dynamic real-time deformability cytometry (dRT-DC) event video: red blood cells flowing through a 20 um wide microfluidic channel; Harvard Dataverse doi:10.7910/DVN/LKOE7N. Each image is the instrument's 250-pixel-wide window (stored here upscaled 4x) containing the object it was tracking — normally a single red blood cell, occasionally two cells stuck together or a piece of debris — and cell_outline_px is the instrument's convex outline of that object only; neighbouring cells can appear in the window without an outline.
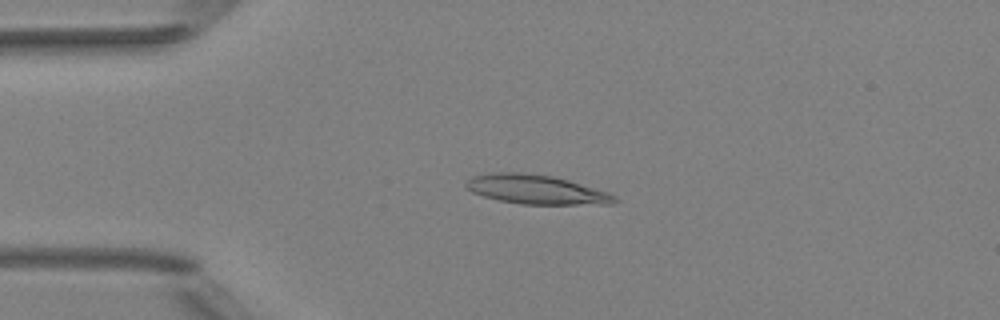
{"species": "Egyptian fruit bat (a non-hibernating species)", "species_latin": "Rousettus aegyptiacus", "temperature_condition": "room temperature", "stored_images_in_passage": 44, "camera_frame_rate_fps": 3000, "um_per_image_px": 0.085, "animal": {"sex": "female"}, "frame": {"image": 1, "passage_image": 5, "time_ms": 1.333, "image_size_px": [1000, 320], "cell_outline_px": [[620, 200], [616, 204], [520, 204], [500, 200], [484, 196], [472, 192], [464, 188], [464, 184], [472, 176], [488, 172], [524, 172], [552, 176], [568, 180], [608, 192]], "centroid_in_image_um": [45.55, 16.1], "position_along_channel_um": 39.4, "area_um2": 25.43}}
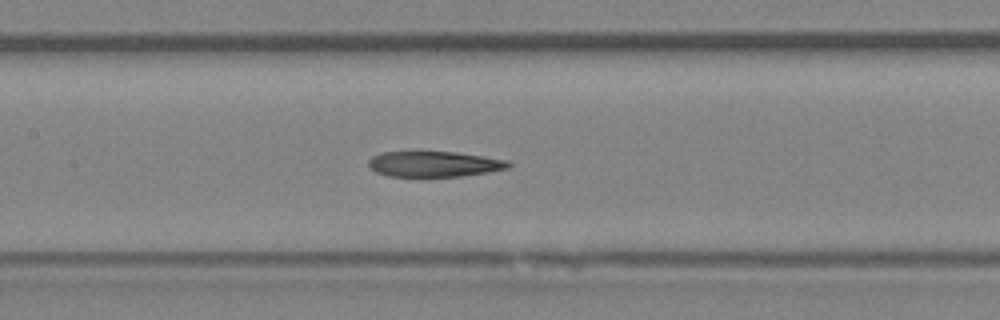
{"frame": {"image": 2, "passage_image": 17, "time_ms": 5.333, "image_size_px": [1000, 320], "cell_outline_px": [[512, 164], [508, 168], [488, 172], [460, 176], [388, 176], [376, 172], [368, 168], [368, 160], [372, 156], [384, 152], [456, 152], [484, 156], [508, 160]], "centroid_in_image_um": [36.89, 13.94], "position_along_channel_um": 170.5, "area_um2": 20.81}}
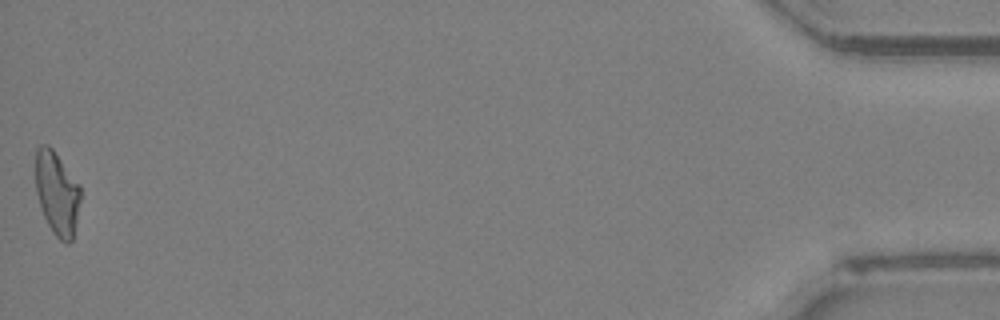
{"frame": {"image": 3, "passage_image": 44, "time_ms": 14.333, "image_size_px": [1000, 320], "cell_outline_px": [[80, 200], [72, 240], [68, 244], [64, 244], [52, 232], [44, 216], [36, 192], [36, 148], [40, 144], [48, 144], [52, 148], [80, 184]], "centroid_in_image_um": [4.84, 16.41], "position_along_channel_um": 430.4, "area_um2": 21.79}, "authors_computed_cell_mechanics": {"area_um2": 22.253, "velocity_mm_per_s": 4.0028, "shape_relaxation_time_tau1_ms": null, "shape_relaxation_time_tau2_ms": 10.9038, "deformation_change_tau1": null, "deformation_change_tau2": 0.2438}}